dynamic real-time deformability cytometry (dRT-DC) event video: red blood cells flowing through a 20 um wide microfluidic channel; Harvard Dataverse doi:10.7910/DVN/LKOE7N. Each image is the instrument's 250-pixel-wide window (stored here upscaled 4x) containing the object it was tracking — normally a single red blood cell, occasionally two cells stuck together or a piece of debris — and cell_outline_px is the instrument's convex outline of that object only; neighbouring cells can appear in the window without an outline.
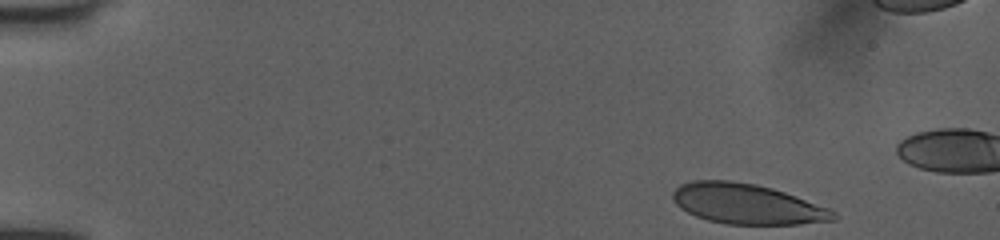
{"species": "human", "species_latin": "Homo sapiens", "temperature_condition": "room temperature", "stored_images_in_passage": 47, "camera_frame_rate_fps": 3000, "um_per_image_px": 0.085, "donor": {"sex": "female"}, "frame": {"image": 1, "passage_image": 1, "time_ms": 0.0, "image_size_px": [1000, 240], "cell_outline_px": [[836, 220], [800, 224], [728, 224], [708, 220], [696, 216], [680, 208], [672, 200], [672, 192], [680, 184], [692, 180], [728, 180], [756, 184], [772, 188], [796, 196], [828, 208], [836, 212]], "centroid_in_image_um": [63.47, 17.33], "position_along_channel_um": 21.5, "area_um2": 37.63}}
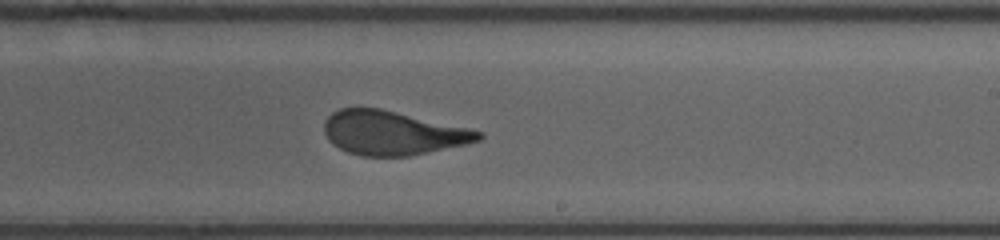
{"frame": {"image": 2, "passage_image": 27, "time_ms": 8.667, "image_size_px": [1000, 240], "cell_outline_px": [[484, 136], [480, 140], [464, 144], [408, 156], [360, 156], [348, 152], [332, 144], [328, 140], [324, 132], [324, 120], [332, 112], [340, 108], [380, 108], [468, 128], [484, 132]], "centroid_in_image_um": [33.33, 11.29], "position_along_channel_um": 255.7, "area_um2": 39.36}}
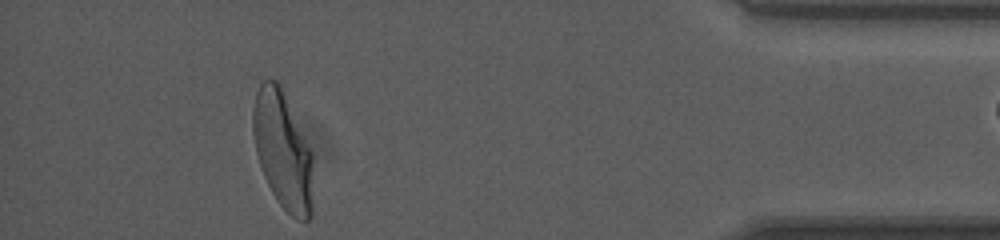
{"frame": {"image": 3, "passage_image": 42, "time_ms": 13.667, "image_size_px": [1000, 240], "cell_outline_px": [[312, 216], [308, 220], [296, 220], [276, 200], [264, 176], [256, 152], [252, 132], [252, 108], [256, 92], [260, 84], [264, 80], [276, 80], [280, 84], [312, 152]], "centroid_in_image_um": [24.02, 12.78], "position_along_channel_um": 411.2, "area_um2": 41.21}, "authors_computed_cell_mechanics": {"area_um2": 40.8646, "velocity_mm_per_s": 4.0369, "shape_relaxation_time_tau1_ms": 4.6889, "shape_relaxation_time_tau2_ms": 0.8061, "deformation_change_tau1": 0.2071, "deformation_change_tau2": 0.0755}}